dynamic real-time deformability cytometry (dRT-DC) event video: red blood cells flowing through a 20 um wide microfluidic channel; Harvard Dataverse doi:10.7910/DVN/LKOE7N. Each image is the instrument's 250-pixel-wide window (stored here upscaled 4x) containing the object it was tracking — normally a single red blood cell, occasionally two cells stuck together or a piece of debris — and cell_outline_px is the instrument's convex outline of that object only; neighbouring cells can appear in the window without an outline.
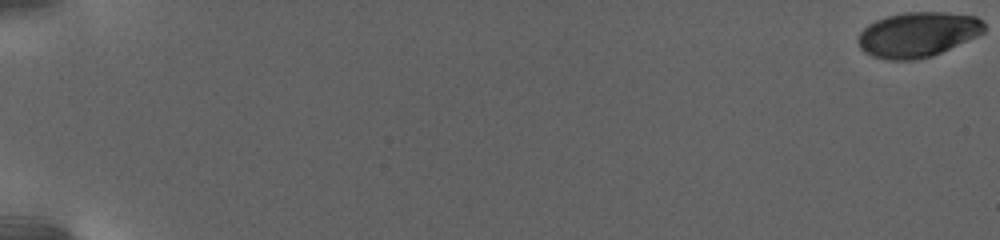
{"species": "human", "species_latin": "Homo sapiens", "temperature_condition": "warm", "stored_images_in_passage": 72, "camera_frame_rate_fps": 3000, "um_per_image_px": 0.085, "donor": {"sex": "female"}, "frame": {"image": 1, "passage_image": 1, "time_ms": 0.0, "image_size_px": [1000, 240], "cell_outline_px": [[984, 32], [976, 36], [932, 56], [916, 60], [888, 60], [872, 56], [864, 52], [860, 48], [860, 32], [868, 24], [876, 20], [888, 16], [908, 12], [944, 12], [976, 16], [984, 24]], "centroid_in_image_um": [78.0, 2.94], "position_along_channel_um": 7.0, "area_um2": 32.71}}
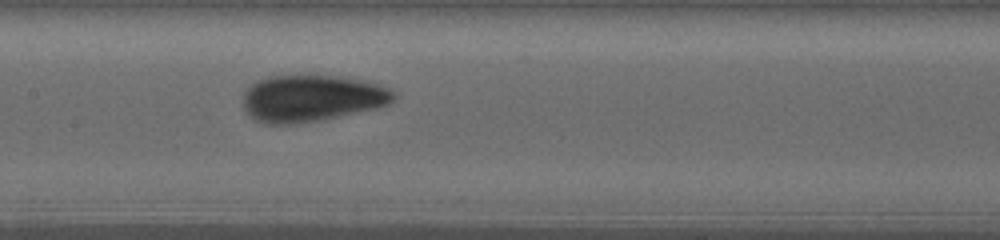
{"frame": {"image": 2, "passage_image": 41, "time_ms": 14.333, "image_size_px": [1000, 240], "cell_outline_px": [[396, 100], [380, 108], [320, 120], [292, 124], [264, 124], [256, 120], [244, 108], [244, 92], [256, 80], [268, 76], [344, 76], [364, 80], [392, 88], [396, 92]], "centroid_in_image_um": [26.57, 8.35], "position_along_channel_um": 180.8, "area_um2": 41.33}}
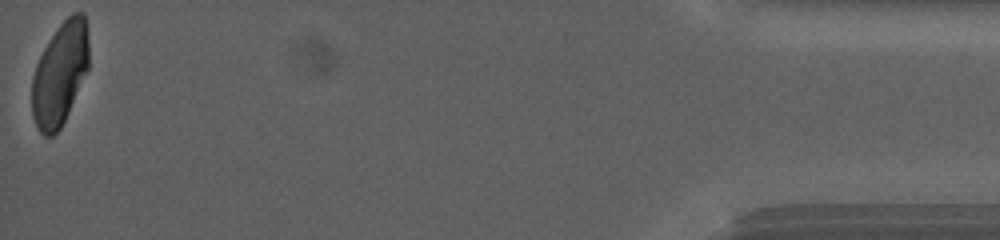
{"frame": {"image": 3, "passage_image": 72, "time_ms": 26.667, "image_size_px": [1000, 240], "cell_outline_px": [[88, 68], [68, 112], [60, 128], [52, 136], [44, 136], [40, 132], [32, 116], [32, 76], [36, 64], [44, 48], [56, 28], [72, 12], [84, 12], [88, 24]], "centroid_in_image_um": [5.09, 6.23], "position_along_channel_um": 430.1, "area_um2": 34.04}, "authors_computed_cell_mechanics": {"area_um2": 37.6278, "velocity_mm_per_s": 2.6899, "shape_relaxation_time_tau1_ms": 5.7242, "shape_relaxation_time_tau2_ms": 1.0749, "deformation_change_tau1": 0.1619, "deformation_change_tau2": 0.0512}}